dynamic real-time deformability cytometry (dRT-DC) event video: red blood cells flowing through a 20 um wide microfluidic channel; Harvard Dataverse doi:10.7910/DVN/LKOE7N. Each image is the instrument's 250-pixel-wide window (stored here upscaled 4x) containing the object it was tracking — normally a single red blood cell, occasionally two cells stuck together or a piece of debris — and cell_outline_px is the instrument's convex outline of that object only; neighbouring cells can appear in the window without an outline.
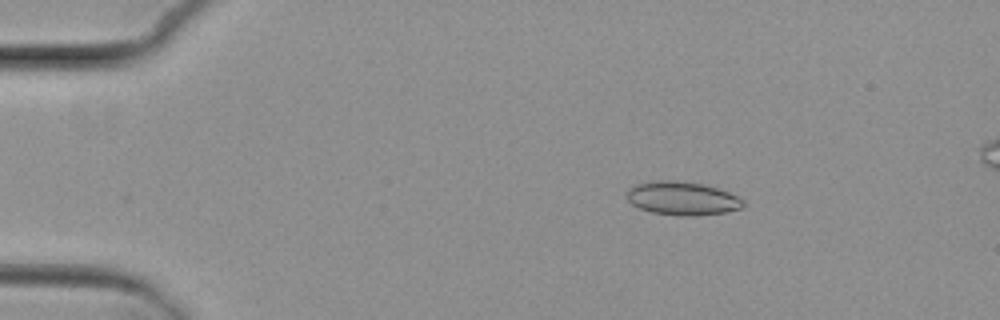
{"species": "common noctule bat (a hibernating species)", "species_latin": "Nyctalus noctula", "temperature_condition": "cold", "stored_images_in_passage": 3, "camera_frame_rate_fps": 3000, "um_per_image_px": 0.085, "animal": {"sex": "female", "body_mass_g": 29.2, "forearm_length_mm": 56.3}, "frame": {"image": 1, "passage_image": 1, "time_ms": 0.0, "image_size_px": [1000, 320], "cell_outline_px": [[744, 208], [724, 212], [696, 216], [680, 216], [652, 212], [640, 208], [632, 204], [628, 200], [628, 188], [636, 184], [656, 180], [676, 180], [704, 184], [728, 192], [744, 200]], "centroid_in_image_um": [58.01, 16.86], "position_along_channel_um": 27.0, "area_um2": 22.72}}